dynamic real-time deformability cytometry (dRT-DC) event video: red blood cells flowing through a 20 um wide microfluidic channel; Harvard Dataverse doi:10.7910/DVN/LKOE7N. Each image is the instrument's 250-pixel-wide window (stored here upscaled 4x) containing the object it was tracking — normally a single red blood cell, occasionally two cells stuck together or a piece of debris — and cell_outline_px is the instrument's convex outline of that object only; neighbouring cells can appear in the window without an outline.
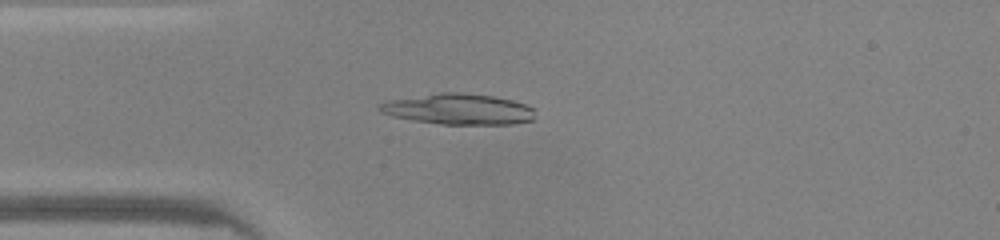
{"species": "common noctule bat (a hibernating species)", "species_latin": "Nyctalus noctula", "temperature_condition": "warm", "stored_images_in_passage": 47, "camera_frame_rate_fps": 3000, "um_per_image_px": 0.085, "animal": {"sex": "male", "body_mass_g": 20.0, "forearm_length_mm": 53.3}, "frame": {"image": 1, "passage_image": 12, "time_ms": 3.667, "image_size_px": [1000, 240], "cell_outline_px": [[536, 108], [532, 120], [512, 124], [440, 124], [392, 116], [380, 112], [376, 108], [376, 104], [388, 100], [440, 92], [460, 92], [492, 96], [512, 100]], "centroid_in_image_um": [38.94, 9.27], "position_along_channel_um": 46.1, "area_um2": 27.98}}
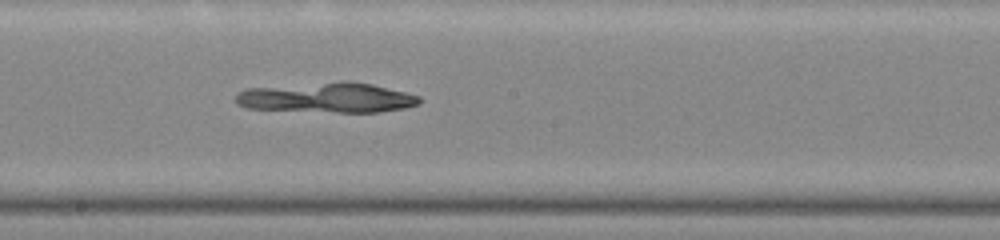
{"frame": {"image": 2, "passage_image": 25, "time_ms": 8.0, "image_size_px": [1000, 240], "cell_outline_px": [[420, 104], [404, 108], [380, 112], [336, 112], [248, 108], [236, 104], [236, 92], [244, 88], [340, 80], [348, 80], [372, 84], [420, 96]], "centroid_in_image_um": [27.77, 8.28], "position_along_channel_um": 220.4, "area_um2": 32.54}}
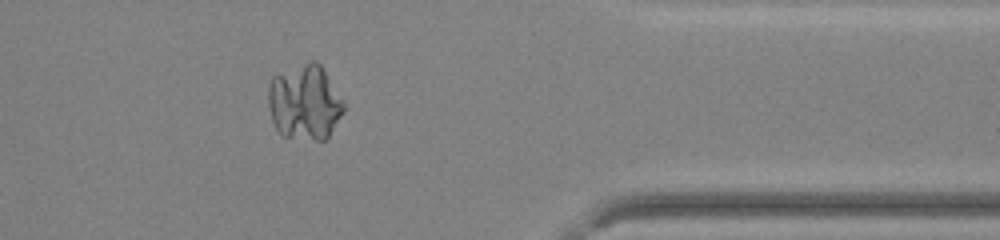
{"frame": {"image": 3, "passage_image": 38, "time_ms": 12.333, "image_size_px": [1000, 240], "cell_outline_px": [[344, 112], [328, 136], [324, 140], [316, 140], [284, 136], [276, 128], [272, 120], [268, 108], [268, 84], [272, 76], [312, 60], [316, 60], [320, 64], [344, 104]], "centroid_in_image_um": [25.87, 8.7], "position_along_channel_um": 385.5, "area_um2": 32.77}}